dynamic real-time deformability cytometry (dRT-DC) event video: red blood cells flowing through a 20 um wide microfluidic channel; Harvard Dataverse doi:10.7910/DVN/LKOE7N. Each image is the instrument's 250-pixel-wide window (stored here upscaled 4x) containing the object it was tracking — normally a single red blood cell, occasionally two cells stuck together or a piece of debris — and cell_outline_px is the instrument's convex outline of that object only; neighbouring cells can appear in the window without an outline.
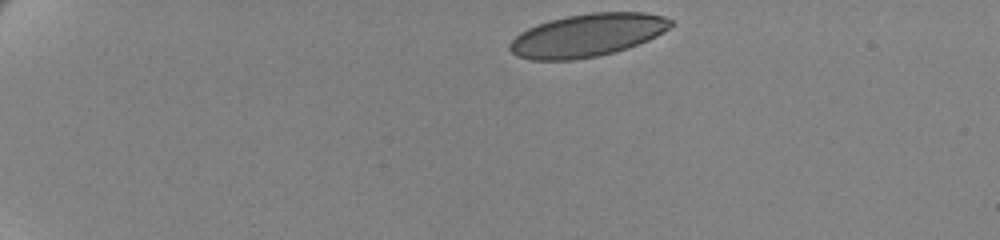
{"species": "human", "species_latin": "Homo sapiens", "temperature_condition": "cold", "stored_images_in_passage": 47, "camera_frame_rate_fps": 3000, "um_per_image_px": 0.085, "donor": {"sex": "female"}, "frame": {"image": 1, "passage_image": 1, "time_ms": 0.0, "image_size_px": [1000, 240], "cell_outline_px": [[672, 24], [668, 28], [656, 36], [648, 40], [628, 48], [596, 56], [572, 60], [532, 60], [516, 56], [508, 48], [508, 44], [520, 32], [536, 24], [568, 16], [592, 12], [644, 12], [664, 16], [672, 20]], "centroid_in_image_um": [49.9, 2.99], "position_along_channel_um": 35.1, "area_um2": 40.06}}
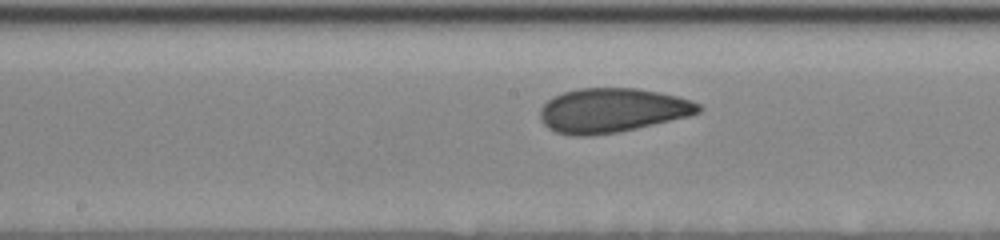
{"frame": {"image": 2, "passage_image": 23, "time_ms": 7.333, "image_size_px": [1000, 240], "cell_outline_px": [[704, 108], [700, 112], [688, 116], [636, 128], [616, 132], [588, 136], [568, 136], [556, 132], [548, 128], [540, 120], [540, 108], [552, 96], [564, 92], [580, 88], [636, 88], [660, 92], [692, 100], [700, 104]], "centroid_in_image_um": [52.01, 9.38], "position_along_channel_um": 196.2, "area_um2": 40.98}}
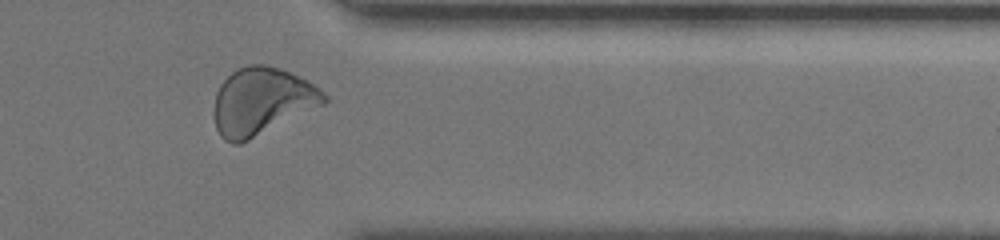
{"frame": {"image": 3, "passage_image": 40, "time_ms": 13.0, "image_size_px": [1000, 240], "cell_outline_px": [[328, 100], [324, 104], [240, 144], [232, 144], [224, 140], [220, 136], [216, 128], [212, 112], [216, 92], [220, 84], [236, 68], [248, 64], [264, 64], [280, 68], [308, 80], [320, 88], [328, 96]], "centroid_in_image_um": [22.23, 8.6], "position_along_channel_um": 389.2, "area_um2": 43.41}, "authors_computed_cell_mechanics": {"area_um2": 40.6912, "velocity_mm_per_s": 3.4396, "shape_relaxation_time_tau1_ms": 7.6536, "shape_relaxation_time_tau2_ms": 1.2402, "deformation_change_tau1": 0.1591, "deformation_change_tau2": 0.0699}}